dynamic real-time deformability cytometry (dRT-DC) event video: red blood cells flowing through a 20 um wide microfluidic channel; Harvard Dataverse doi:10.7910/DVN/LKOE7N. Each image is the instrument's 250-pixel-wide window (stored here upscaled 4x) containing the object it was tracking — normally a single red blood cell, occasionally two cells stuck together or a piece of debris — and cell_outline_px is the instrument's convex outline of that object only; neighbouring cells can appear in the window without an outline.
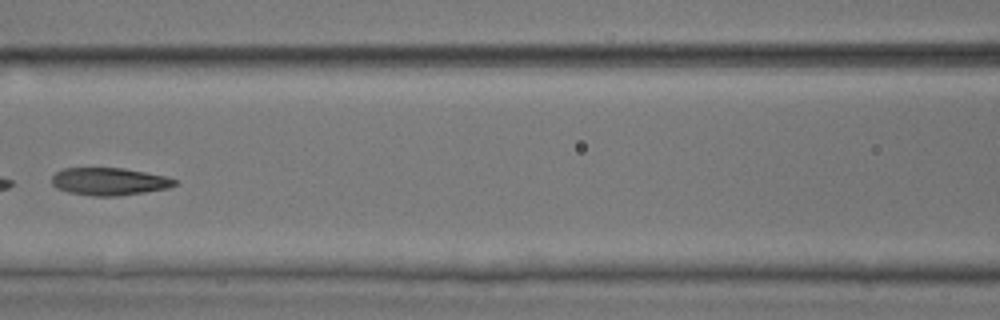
{"species": "common noctule bat (a hibernating species)", "species_latin": "Nyctalus noctula", "temperature_condition": "room temperature", "stored_images_in_passage": 7, "camera_frame_rate_fps": 3000, "um_per_image_px": 0.085, "animal": {"sex": "male", "body_mass_g": 17.9, "forearm_length_mm": 54.2}, "frame": {"image": 1, "passage_image": 7, "time_ms": 7.0, "image_size_px": [1000, 320], "cell_outline_px": [[176, 184], [168, 188], [120, 196], [92, 196], [68, 192], [56, 188], [52, 184], [52, 176], [56, 172], [64, 168], [124, 168], [168, 176], [176, 180]], "centroid_in_image_um": [9.28, 15.42], "position_along_channel_um": 157.3, "area_um2": 19.83}}